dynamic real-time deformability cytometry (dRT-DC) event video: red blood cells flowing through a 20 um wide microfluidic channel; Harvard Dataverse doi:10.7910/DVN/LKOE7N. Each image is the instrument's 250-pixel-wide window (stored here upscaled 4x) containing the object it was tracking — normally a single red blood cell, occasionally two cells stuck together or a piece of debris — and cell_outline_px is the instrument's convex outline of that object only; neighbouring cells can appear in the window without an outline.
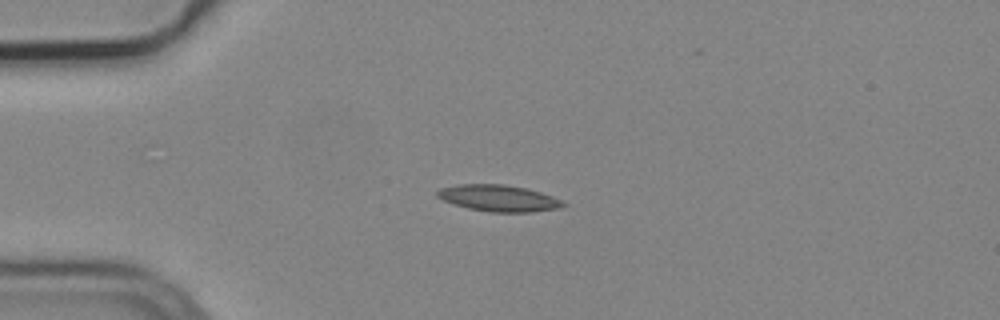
{"species": "common noctule bat (a hibernating species)", "species_latin": "Nyctalus noctula", "temperature_condition": "cold", "stored_images_in_passage": 7, "camera_frame_rate_fps": 3000, "um_per_image_px": 0.085, "animal": {"sex": "male", "body_mass_g": 19.2, "forearm_length_mm": 51.8}, "frame": {"image": 1, "passage_image": 2, "time_ms": 0.333, "image_size_px": [1000, 320], "cell_outline_px": [[568, 204], [556, 208], [532, 212], [488, 212], [468, 208], [452, 204], [436, 196], [436, 192], [440, 188], [460, 184], [504, 184], [524, 188], [540, 192], [552, 196]], "centroid_in_image_um": [42.34, 16.84], "position_along_channel_um": 42.7, "area_um2": 19.31}}
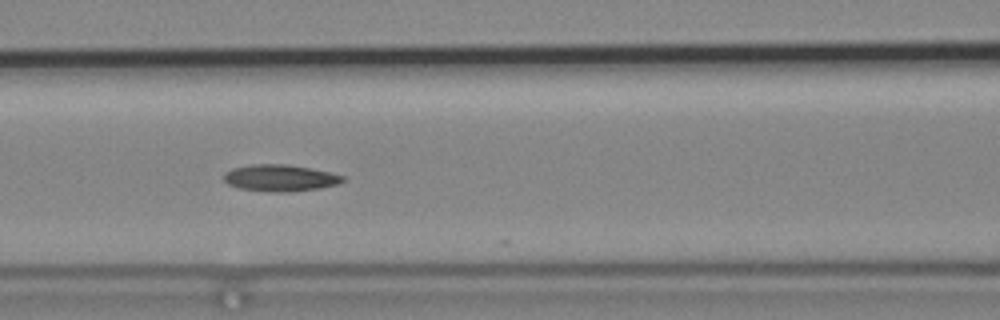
{"frame": {"image": 2, "passage_image": 5, "time_ms": 1.333, "image_size_px": [1000, 320], "cell_outline_px": [[344, 180], [340, 184], [320, 188], [288, 192], [276, 192], [240, 188], [228, 184], [224, 180], [224, 172], [232, 168], [252, 164], [288, 164], [312, 168], [344, 176]], "centroid_in_image_um": [23.82, 15.12], "position_along_channel_um": 142.8, "area_um2": 18.5}}
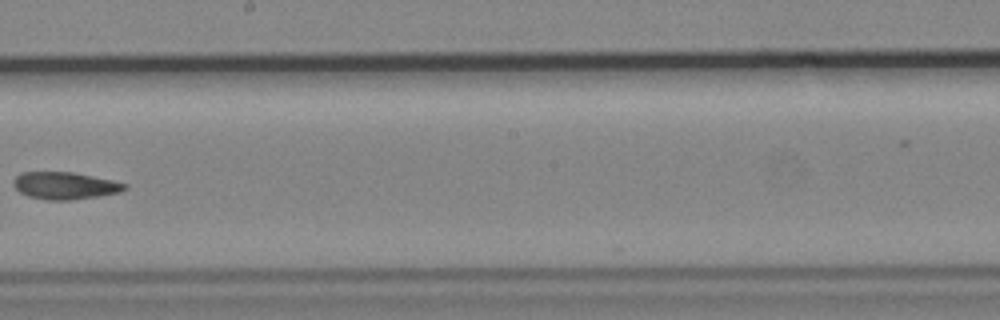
{"frame": {"image": 3, "passage_image": 7, "time_ms": 2.0, "image_size_px": [1000, 320], "cell_outline_px": [[128, 188], [120, 192], [100, 196], [68, 200], [48, 200], [28, 196], [20, 192], [12, 184], [12, 180], [20, 172], [72, 172], [112, 180], [128, 184]], "centroid_in_image_um": [5.51, 15.78], "position_along_channel_um": 242.7, "area_um2": 17.69}}